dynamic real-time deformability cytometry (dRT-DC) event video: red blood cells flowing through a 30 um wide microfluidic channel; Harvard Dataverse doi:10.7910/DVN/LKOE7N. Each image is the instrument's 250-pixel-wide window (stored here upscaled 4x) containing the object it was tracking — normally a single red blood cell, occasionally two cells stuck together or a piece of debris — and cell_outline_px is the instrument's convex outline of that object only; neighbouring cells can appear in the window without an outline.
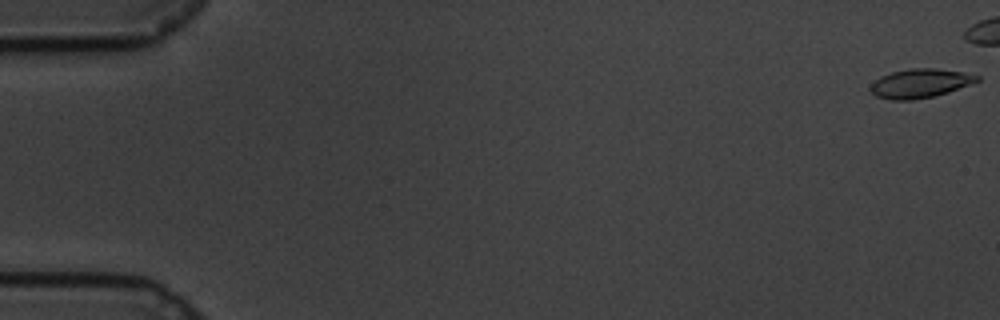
{"species": "common noctule bat (a hibernating species)", "species_latin": "Nyctalus noctula", "temperature_condition": "cold", "stored_images_in_passage": 27, "camera_frame_rate_fps": 3000, "um_per_image_px": 0.085, "animal": {"sex": "male", "body_mass_g": 19.5, "forearm_length_mm": 54.6}, "frame": {"image": 1, "passage_image": 1, "time_ms": 0.0, "image_size_px": [1000, 320], "cell_outline_px": [[980, 80], [948, 92], [932, 96], [912, 100], [892, 100], [876, 96], [868, 88], [880, 76], [892, 72], [908, 68], [936, 68], [960, 72], [980, 76]], "centroid_in_image_um": [78.17, 7.08], "position_along_channel_um": 6.8, "area_um2": 17.8}}
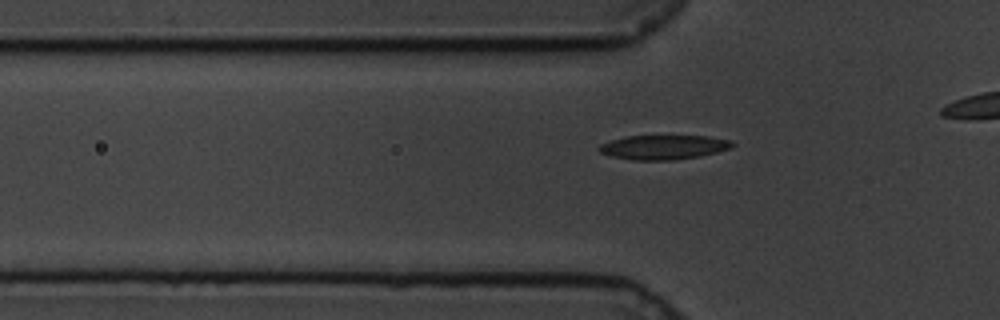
{"frame": {"image": 2, "passage_image": 20, "time_ms": 6.333, "image_size_px": [1000, 320], "cell_outline_px": [[736, 144], [732, 148], [700, 156], [676, 160], [632, 160], [612, 156], [600, 152], [596, 148], [600, 144], [612, 140], [628, 136], [708, 136], [732, 140]], "centroid_in_image_um": [56.44, 12.51], "position_along_channel_um": 69.4, "area_um2": 19.02}}
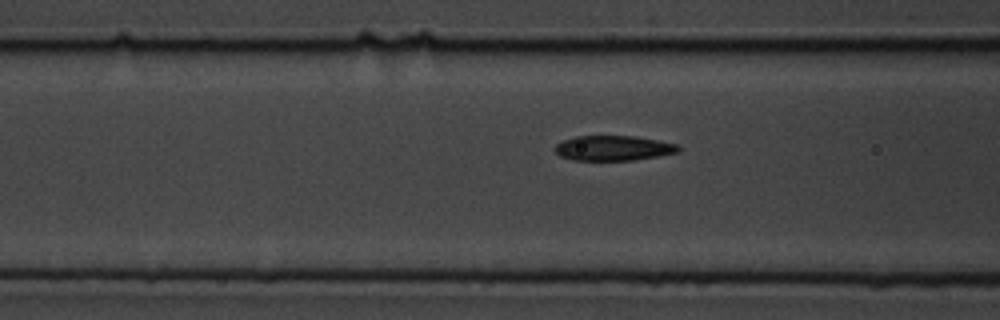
{"frame": {"image": 3, "passage_image": 24, "time_ms": 7.667, "image_size_px": [1000, 320], "cell_outline_px": [[680, 152], [660, 156], [632, 160], [572, 160], [560, 156], [552, 148], [556, 144], [564, 140], [576, 136], [636, 136], [680, 144]], "centroid_in_image_um": [52.17, 12.59], "position_along_channel_um": 114.4, "area_um2": 18.21}}